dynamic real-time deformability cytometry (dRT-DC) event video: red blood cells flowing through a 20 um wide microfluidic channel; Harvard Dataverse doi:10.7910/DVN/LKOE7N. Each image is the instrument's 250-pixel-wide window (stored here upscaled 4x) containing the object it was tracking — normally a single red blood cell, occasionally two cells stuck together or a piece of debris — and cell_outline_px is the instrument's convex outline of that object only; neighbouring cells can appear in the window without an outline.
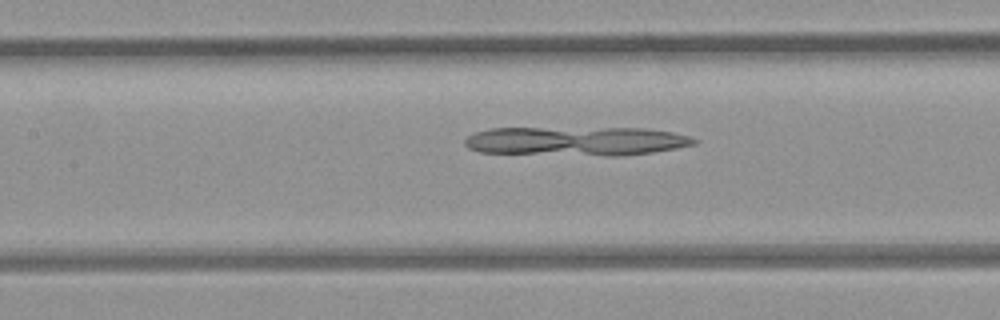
{"species": "common noctule bat (a hibernating species)", "species_latin": "Nyctalus noctula", "temperature_condition": "room temperature", "stored_images_in_passage": 42, "camera_frame_rate_fps": 3000, "um_per_image_px": 0.085, "animal": {"sex": "female", "body_mass_g": 21.9}, "frame": {"image": 1, "passage_image": 13, "time_ms": 4.0, "image_size_px": [1000, 320], "cell_outline_px": [[700, 140], [696, 144], [676, 148], [652, 152], [624, 156], [604, 156], [480, 152], [468, 148], [464, 144], [464, 140], [468, 136], [476, 132], [488, 128], [644, 128], [672, 132], [688, 136]], "centroid_in_image_um": [48.99, 12.0], "position_along_channel_um": 158.4, "area_um2": 39.07}}
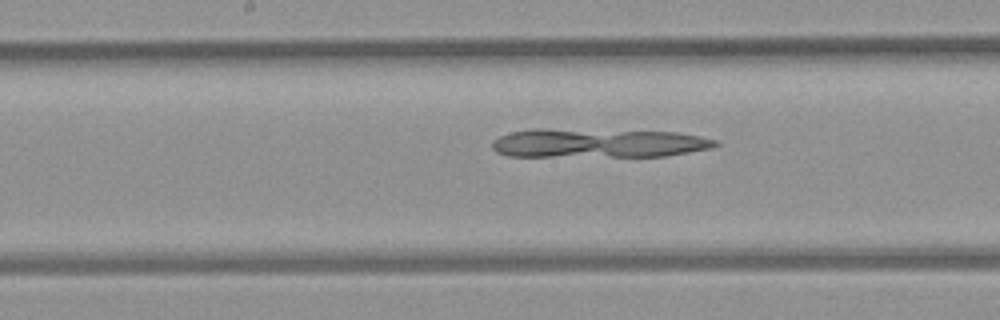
{"frame": {"image": 2, "passage_image": 16, "time_ms": 5.0, "image_size_px": [1000, 320], "cell_outline_px": [[720, 144], [712, 148], [664, 156], [508, 156], [496, 152], [492, 148], [492, 140], [500, 136], [512, 132], [536, 128], [548, 128], [676, 132], [716, 140]], "centroid_in_image_um": [50.8, 12.16], "position_along_channel_um": 197.4, "area_um2": 37.8}}
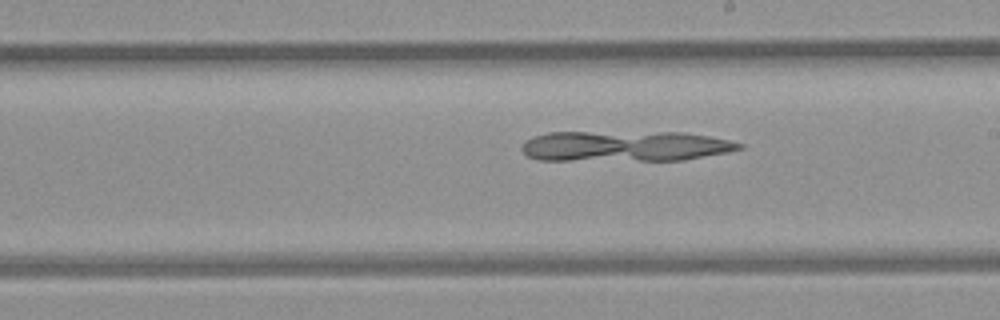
{"frame": {"image": 3, "passage_image": 19, "time_ms": 6.0, "image_size_px": [1000, 320], "cell_outline_px": [[744, 148], [728, 152], [684, 160], [540, 160], [528, 156], [520, 148], [524, 140], [532, 136], [548, 132], [684, 132], [708, 136], [728, 140], [744, 144]], "centroid_in_image_um": [53.11, 12.41], "position_along_channel_um": 235.9, "area_um2": 38.96}}